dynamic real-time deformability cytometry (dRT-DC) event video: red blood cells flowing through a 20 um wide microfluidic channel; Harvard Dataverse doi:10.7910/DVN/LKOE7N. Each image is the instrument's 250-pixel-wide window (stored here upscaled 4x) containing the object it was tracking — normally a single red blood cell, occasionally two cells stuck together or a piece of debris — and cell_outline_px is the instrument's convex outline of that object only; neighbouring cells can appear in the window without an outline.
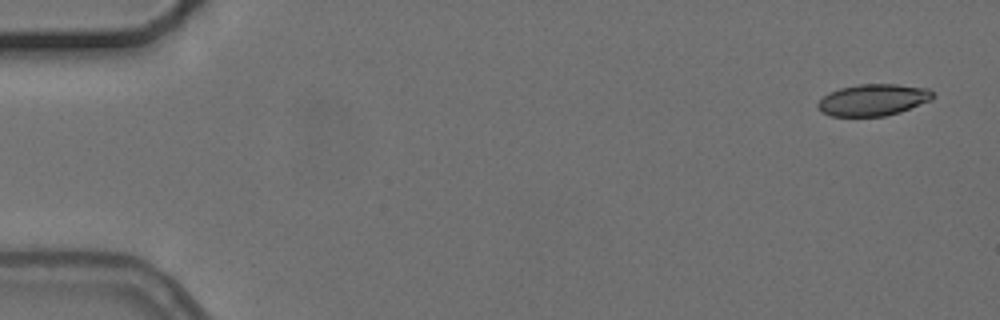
{"species": "common noctule bat (a hibernating species)", "species_latin": "Nyctalus noctula", "temperature_condition": "cold", "stored_images_in_passage": 5, "camera_frame_rate_fps": 3000, "um_per_image_px": 0.085, "animal": {"sex": "female", "body_mass_g": 24.6, "forearm_length_mm": 56.2}, "frame": {"image": 1, "passage_image": 1, "time_ms": 0.0, "image_size_px": [1000, 320], "cell_outline_px": [[936, 96], [932, 100], [900, 112], [884, 116], [832, 116], [820, 112], [816, 108], [816, 104], [828, 92], [840, 88], [860, 84], [896, 84], [928, 88]], "centroid_in_image_um": [74.21, 8.49], "position_along_channel_um": 10.8, "area_um2": 21.39}}
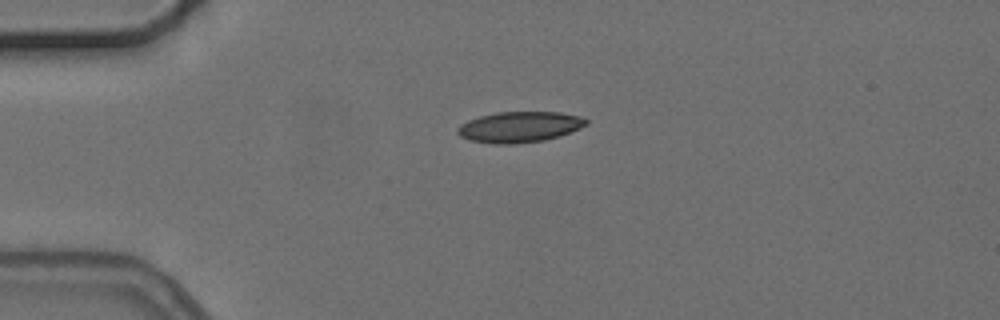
{"frame": {"image": 2, "passage_image": 4, "time_ms": 3.667, "image_size_px": [1000, 320], "cell_outline_px": [[588, 124], [580, 128], [560, 136], [544, 140], [516, 144], [492, 144], [468, 140], [460, 136], [456, 132], [456, 128], [460, 124], [468, 120], [480, 116], [496, 112], [560, 112], [580, 116], [588, 120]], "centroid_in_image_um": [44.13, 10.8], "position_along_channel_um": 40.9, "area_um2": 23.29}}
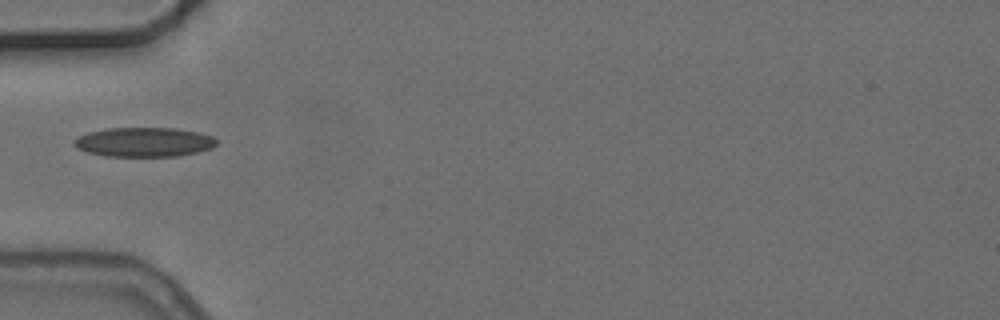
{"frame": {"image": 3, "passage_image": 5, "time_ms": 5.333, "image_size_px": [1000, 320], "cell_outline_px": [[216, 144], [212, 148], [196, 152], [176, 156], [104, 156], [88, 152], [72, 144], [72, 140], [88, 132], [108, 128], [176, 128], [200, 132], [212, 136], [216, 140]], "centroid_in_image_um": [12.25, 12.07], "position_along_channel_um": 72.8, "area_um2": 24.33}}